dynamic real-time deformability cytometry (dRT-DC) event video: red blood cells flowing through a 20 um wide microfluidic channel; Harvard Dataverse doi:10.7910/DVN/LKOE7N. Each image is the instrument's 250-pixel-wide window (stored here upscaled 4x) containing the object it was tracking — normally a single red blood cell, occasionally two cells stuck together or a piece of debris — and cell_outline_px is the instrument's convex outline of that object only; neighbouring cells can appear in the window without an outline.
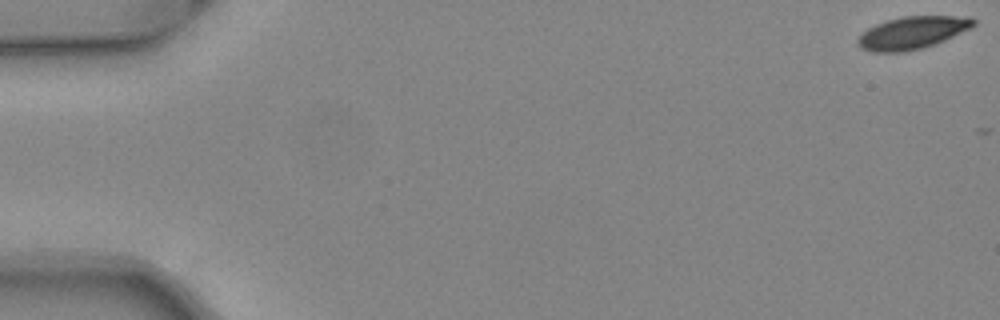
{"species": "common noctule bat (a hibernating species)", "species_latin": "Nyctalus noctula", "temperature_condition": "warm", "stored_images_in_passage": 8, "camera_frame_rate_fps": 3000, "um_per_image_px": 0.085, "animal": {"sex": "female", "body_mass_g": 24.6, "forearm_length_mm": 56.2}, "frame": {"image": 1, "passage_image": 1, "time_ms": 0.0, "image_size_px": [1000, 320], "cell_outline_px": [[976, 24], [972, 28], [944, 40], [920, 48], [900, 52], [872, 52], [860, 48], [856, 44], [856, 40], [868, 28], [876, 24], [888, 20], [904, 16], [952, 16], [976, 20]], "centroid_in_image_um": [77.5, 2.79], "position_along_channel_um": 7.5, "area_um2": 21.56}}